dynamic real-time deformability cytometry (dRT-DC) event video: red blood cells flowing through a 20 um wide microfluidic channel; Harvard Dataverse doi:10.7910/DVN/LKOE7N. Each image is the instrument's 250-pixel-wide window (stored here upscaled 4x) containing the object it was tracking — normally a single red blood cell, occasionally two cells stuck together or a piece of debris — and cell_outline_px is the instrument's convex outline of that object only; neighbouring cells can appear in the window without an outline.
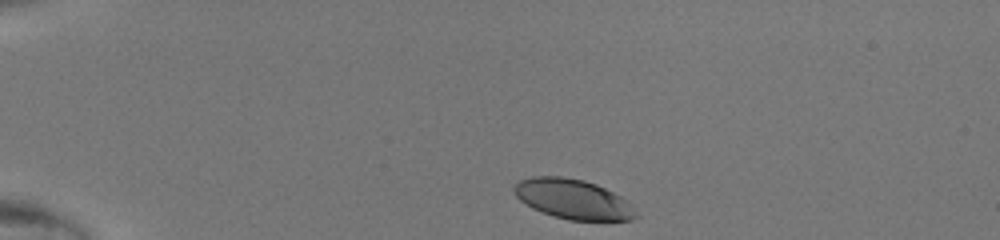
{"species": "human", "species_latin": "Homo sapiens", "temperature_condition": "room temperature", "stored_images_in_passage": 38, "camera_frame_rate_fps": 3000, "um_per_image_px": 0.085, "donor": {"sex": "male"}, "frame": {"image": 1, "passage_image": 1, "time_ms": 0.0, "image_size_px": [1000, 240], "cell_outline_px": [[640, 216], [632, 220], [568, 220], [552, 216], [532, 208], [524, 204], [512, 192], [512, 188], [520, 180], [532, 176], [560, 176], [584, 180], [596, 184], [628, 200]], "centroid_in_image_um": [48.7, 16.93], "position_along_channel_um": 36.3, "area_um2": 28.5}}
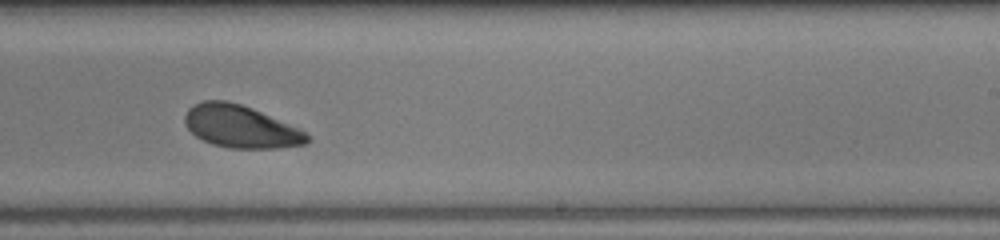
{"frame": {"image": 2, "passage_image": 22, "time_ms": 7.0, "image_size_px": [1000, 240], "cell_outline_px": [[312, 140], [308, 144], [276, 148], [228, 148], [212, 144], [196, 136], [184, 124], [184, 116], [188, 108], [192, 104], [204, 100], [224, 100], [240, 104], [252, 108], [300, 128]], "centroid_in_image_um": [20.46, 10.76], "position_along_channel_um": 268.5, "area_um2": 30.4}}
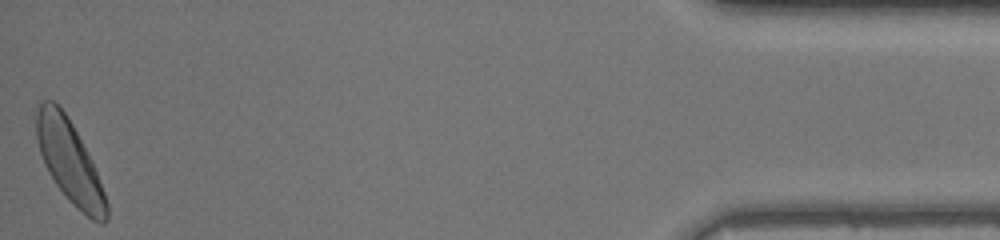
{"frame": {"image": 3, "passage_image": 38, "time_ms": 12.333, "image_size_px": [1000, 240], "cell_outline_px": [[108, 220], [104, 224], [100, 224], [92, 220], [76, 208], [68, 200], [56, 184], [48, 172], [44, 164], [36, 140], [36, 112], [40, 104], [44, 100], [52, 100], [64, 112], [72, 124], [88, 152], [92, 160], [104, 192], [108, 204]], "centroid_in_image_um": [5.93, 13.78], "position_along_channel_um": 429.3, "area_um2": 33.52}}